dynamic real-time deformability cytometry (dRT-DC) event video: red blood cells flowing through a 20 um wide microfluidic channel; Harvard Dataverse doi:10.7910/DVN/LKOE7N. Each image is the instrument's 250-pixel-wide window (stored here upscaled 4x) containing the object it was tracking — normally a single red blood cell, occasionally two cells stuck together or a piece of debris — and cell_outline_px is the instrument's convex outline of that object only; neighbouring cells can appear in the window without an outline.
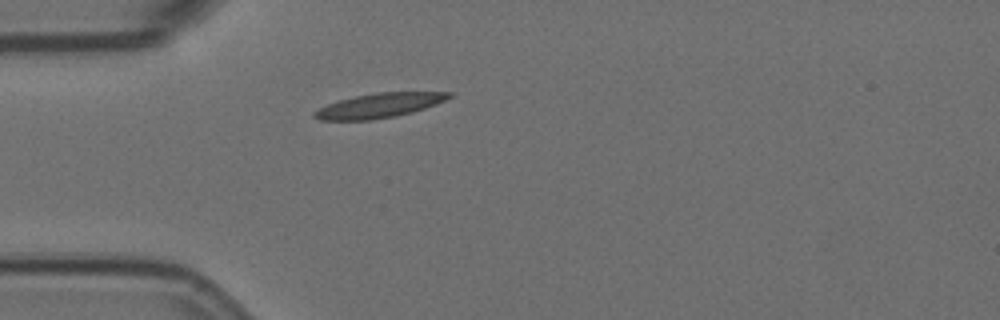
{"species": "Egyptian fruit bat (a non-hibernating species)", "species_latin": "Rousettus aegyptiacus", "temperature_condition": "room temperature", "stored_images_in_passage": 1, "camera_frame_rate_fps": 3000, "um_per_image_px": 0.085, "animal": {"sex": "female"}, "frame": {"image": 1, "passage_image": 1, "time_ms": 0.0, "image_size_px": [1000, 320], "cell_outline_px": [[452, 96], [436, 104], [412, 112], [396, 116], [372, 120], [320, 120], [312, 116], [312, 112], [328, 104], [340, 100], [356, 96], [376, 92], [452, 92]], "centroid_in_image_um": [32.21, 8.97], "position_along_channel_um": 52.8, "area_um2": 19.07}}